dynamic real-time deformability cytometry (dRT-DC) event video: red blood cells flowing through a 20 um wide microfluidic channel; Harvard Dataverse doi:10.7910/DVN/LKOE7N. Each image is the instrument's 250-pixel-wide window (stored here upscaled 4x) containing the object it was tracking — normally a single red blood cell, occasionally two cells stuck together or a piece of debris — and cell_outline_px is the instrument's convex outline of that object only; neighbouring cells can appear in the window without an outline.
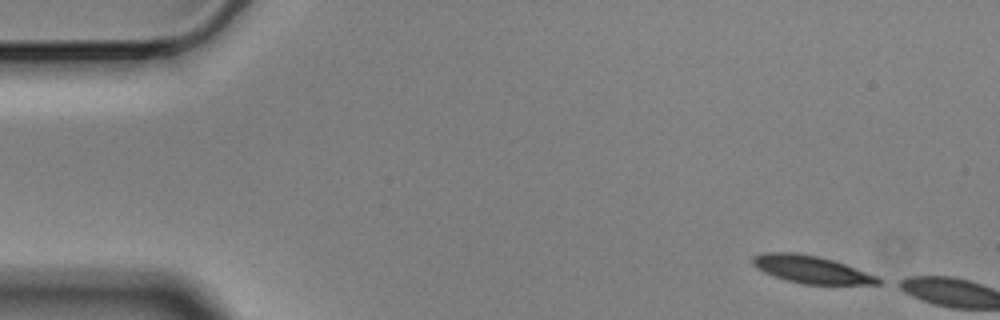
{"species": "Egyptian fruit bat (a non-hibernating species)", "species_latin": "Rousettus aegyptiacus", "temperature_condition": "cold", "stored_images_in_passage": 3, "camera_frame_rate_fps": 3000, "um_per_image_px": 0.085, "animal": {"sex": "male"}, "frame": {"image": 1, "passage_image": 1, "time_ms": 0.0, "image_size_px": [1000, 320], "cell_outline_px": [[884, 280], [880, 284], [804, 284], [788, 280], [764, 272], [756, 268], [752, 264], [752, 256], [764, 252], [796, 252], [816, 256], [832, 260], [844, 264], [876, 276]], "centroid_in_image_um": [68.92, 22.89], "position_along_channel_um": 16.1, "area_um2": 19.83}}